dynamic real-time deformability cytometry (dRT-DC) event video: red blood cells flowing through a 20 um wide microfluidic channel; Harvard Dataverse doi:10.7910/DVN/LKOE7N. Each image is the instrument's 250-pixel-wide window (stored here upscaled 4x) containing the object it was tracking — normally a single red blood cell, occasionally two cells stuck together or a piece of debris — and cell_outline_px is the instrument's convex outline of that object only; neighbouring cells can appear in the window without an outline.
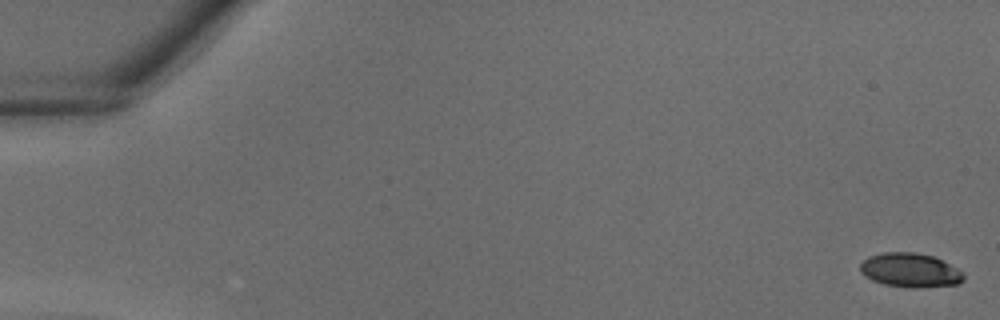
{"species": "common noctule bat (a hibernating species)", "species_latin": "Nyctalus noctula", "temperature_condition": "warm", "stored_images_in_passage": 39, "camera_frame_rate_fps": 3000, "um_per_image_px": 0.085, "animal": {"sex": "male", "body_mass_g": 18.8}, "frame": {"image": 1, "passage_image": 1, "time_ms": 0.0, "image_size_px": [1000, 320], "cell_outline_px": [[964, 280], [960, 284], [920, 288], [912, 288], [884, 284], [872, 280], [864, 276], [860, 272], [860, 264], [868, 256], [884, 252], [916, 252], [932, 256], [964, 272]], "centroid_in_image_um": [77.36, 22.98], "position_along_channel_um": 7.6, "area_um2": 20.69}}
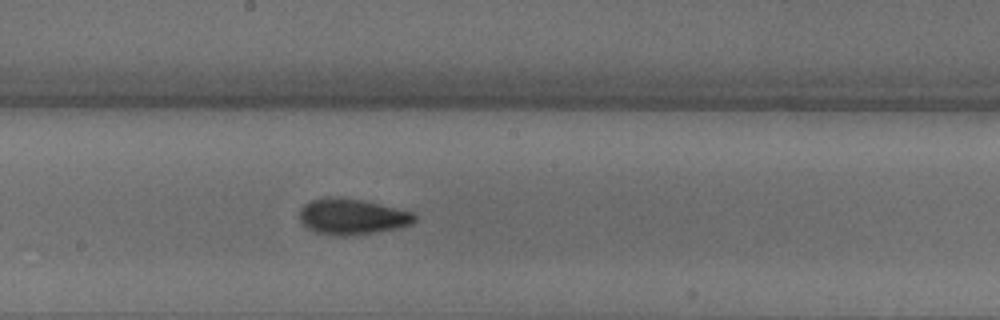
{"frame": {"image": 2, "passage_image": 22, "time_ms": 7.0, "image_size_px": [1000, 320], "cell_outline_px": [[416, 220], [412, 224], [396, 228], [348, 236], [332, 236], [316, 232], [308, 228], [300, 220], [300, 208], [304, 204], [312, 200], [328, 196], [332, 196], [364, 200], [412, 212], [416, 216]], "centroid_in_image_um": [29.9, 18.4], "position_along_channel_um": 218.3, "area_um2": 23.99}}
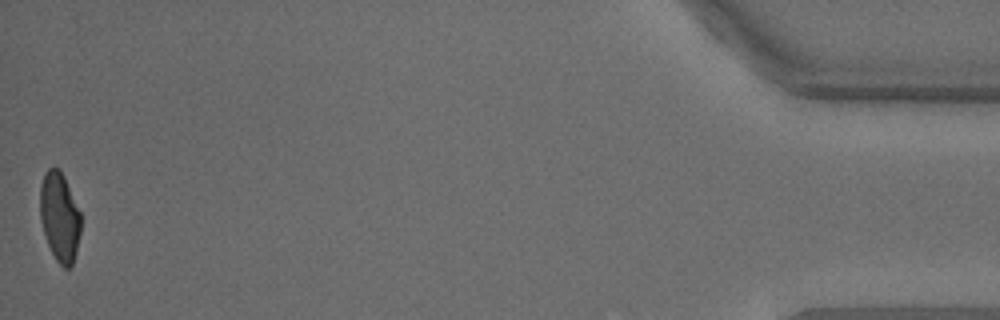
{"frame": {"image": 3, "passage_image": 39, "time_ms": 12.667, "image_size_px": [1000, 320], "cell_outline_px": [[80, 232], [72, 264], [68, 268], [64, 268], [56, 260], [48, 244], [40, 220], [40, 188], [44, 172], [48, 168], [56, 168], [60, 172], [80, 212]], "centroid_in_image_um": [5.04, 18.45], "position_along_channel_um": 430.2, "area_um2": 20.52}}